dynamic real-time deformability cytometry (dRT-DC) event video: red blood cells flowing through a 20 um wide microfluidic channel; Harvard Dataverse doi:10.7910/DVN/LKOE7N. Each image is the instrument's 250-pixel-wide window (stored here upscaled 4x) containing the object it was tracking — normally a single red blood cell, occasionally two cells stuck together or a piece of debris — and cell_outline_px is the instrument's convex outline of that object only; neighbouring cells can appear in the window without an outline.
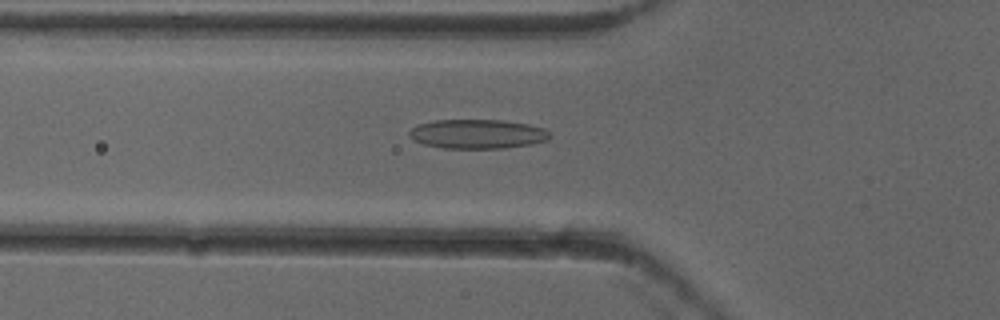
{"species": "common noctule bat (a hibernating species)", "species_latin": "Nyctalus noctula", "temperature_condition": "cold", "stored_images_in_passage": 53, "camera_frame_rate_fps": 3000, "um_per_image_px": 0.085, "animal": {"sex": "female"}, "frame": {"image": 1, "passage_image": 19, "time_ms": 6.0, "image_size_px": [1000, 320], "cell_outline_px": [[552, 132], [548, 140], [532, 144], [504, 148], [444, 148], [424, 144], [408, 136], [408, 132], [416, 124], [436, 120], [504, 120], [528, 124], [544, 128]], "centroid_in_image_um": [40.61, 11.38], "position_along_channel_um": 85.2, "area_um2": 24.1}}
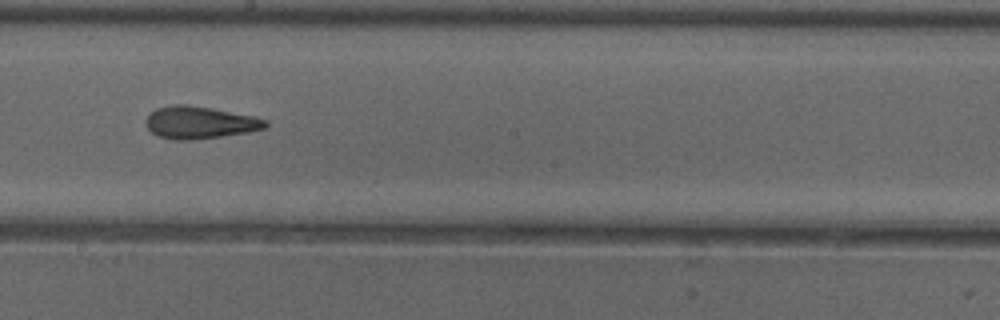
{"frame": {"image": 2, "passage_image": 30, "time_ms": 9.667, "image_size_px": [1000, 320], "cell_outline_px": [[268, 124], [264, 128], [248, 132], [192, 140], [172, 140], [156, 136], [148, 128], [144, 120], [156, 108], [172, 104], [188, 104], [212, 108], [252, 116], [268, 120]], "centroid_in_image_um": [16.94, 10.41], "position_along_channel_um": 231.3, "area_um2": 22.54}}
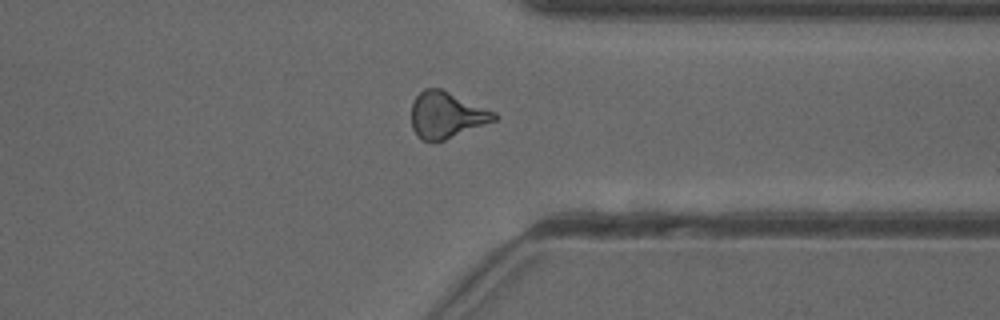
{"frame": {"image": 3, "passage_image": 41, "time_ms": 13.333, "image_size_px": [1000, 320], "cell_outline_px": [[500, 116], [496, 120], [444, 140], [420, 140], [416, 136], [412, 128], [412, 104], [416, 96], [424, 88], [444, 88], [496, 112]], "centroid_in_image_um": [37.97, 9.74], "position_along_channel_um": 373.4, "area_um2": 22.54}, "authors_computed_cell_mechanics": {"area_um2": 22.4264, "velocity_mm_per_s": 3.956, "shape_relaxation_time_tau1_ms": null, "shape_relaxation_time_tau2_ms": 2.2367, "deformation_change_tau1": null, "deformation_change_tau2": 0.111}}